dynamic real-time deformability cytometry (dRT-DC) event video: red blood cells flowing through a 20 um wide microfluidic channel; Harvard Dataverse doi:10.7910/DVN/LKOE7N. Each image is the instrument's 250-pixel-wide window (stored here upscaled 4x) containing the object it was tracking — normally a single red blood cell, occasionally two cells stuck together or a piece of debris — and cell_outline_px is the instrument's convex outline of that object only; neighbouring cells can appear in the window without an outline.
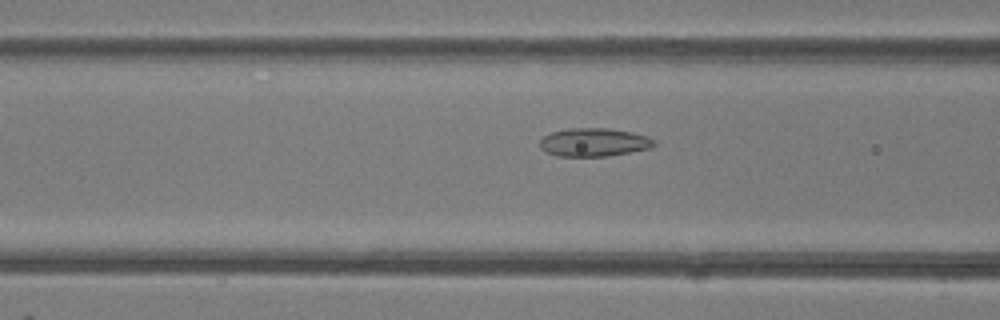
{"species": "common noctule bat (a hibernating species)", "species_latin": "Nyctalus noctula", "temperature_condition": "room temperature", "stored_images_in_passage": 41, "camera_frame_rate_fps": 3000, "um_per_image_px": 0.085, "animal": {"sex": "female"}, "frame": {"image": 1, "passage_image": 11, "time_ms": 3.333, "image_size_px": [1000, 320], "cell_outline_px": [[656, 144], [652, 148], [608, 156], [556, 156], [544, 152], [540, 148], [540, 140], [544, 136], [552, 132], [568, 128], [608, 128], [632, 132], [648, 136], [656, 140]], "centroid_in_image_um": [50.5, 12.09], "position_along_channel_um": 116.1, "area_um2": 19.07}}
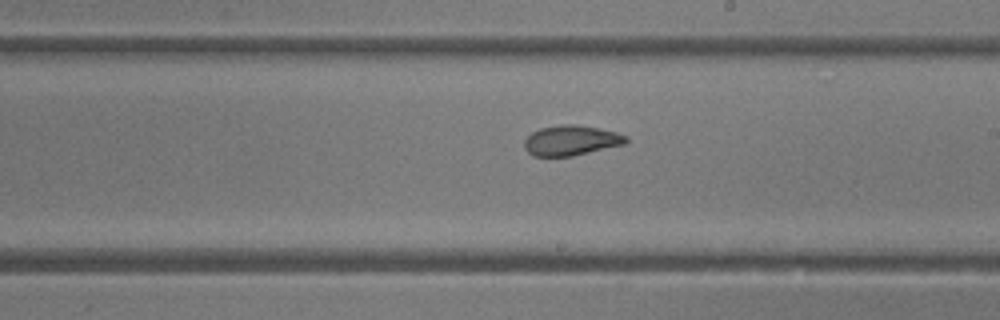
{"frame": {"image": 2, "passage_image": 20, "time_ms": 6.333, "image_size_px": [1000, 320], "cell_outline_px": [[628, 140], [624, 144], [572, 156], [532, 156], [524, 148], [524, 140], [532, 132], [540, 128], [560, 124], [572, 124], [596, 128], [616, 132], [628, 136]], "centroid_in_image_um": [48.51, 11.94], "position_along_channel_um": 240.5, "area_um2": 17.74}}
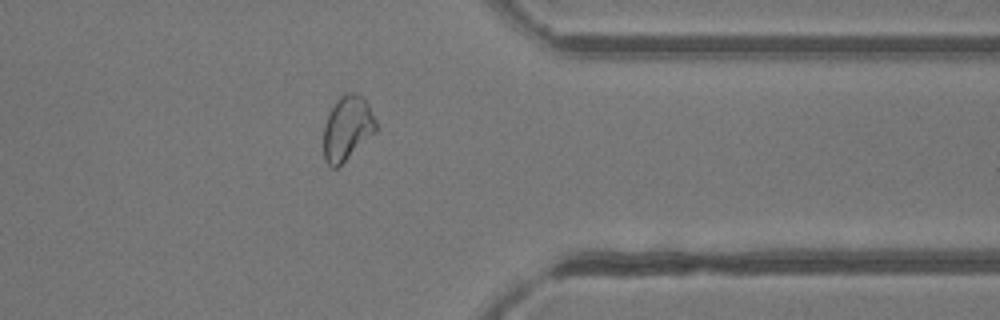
{"frame": {"image": 3, "passage_image": 31, "time_ms": 10.0, "image_size_px": [1000, 320], "cell_outline_px": [[376, 132], [336, 168], [332, 168], [324, 160], [324, 124], [328, 112], [336, 100], [344, 92], [356, 92], [368, 104], [376, 120]], "centroid_in_image_um": [29.5, 10.87], "position_along_channel_um": 381.9, "area_um2": 19.65}, "authors_computed_cell_mechanics": {"area_um2": 19.363, "velocity_mm_per_s": 4.1431, "shape_relaxation_time_tau1_ms": null, "shape_relaxation_time_tau2_ms": 1.2432, "deformation_change_tau1": null, "deformation_change_tau2": 0.0812}}